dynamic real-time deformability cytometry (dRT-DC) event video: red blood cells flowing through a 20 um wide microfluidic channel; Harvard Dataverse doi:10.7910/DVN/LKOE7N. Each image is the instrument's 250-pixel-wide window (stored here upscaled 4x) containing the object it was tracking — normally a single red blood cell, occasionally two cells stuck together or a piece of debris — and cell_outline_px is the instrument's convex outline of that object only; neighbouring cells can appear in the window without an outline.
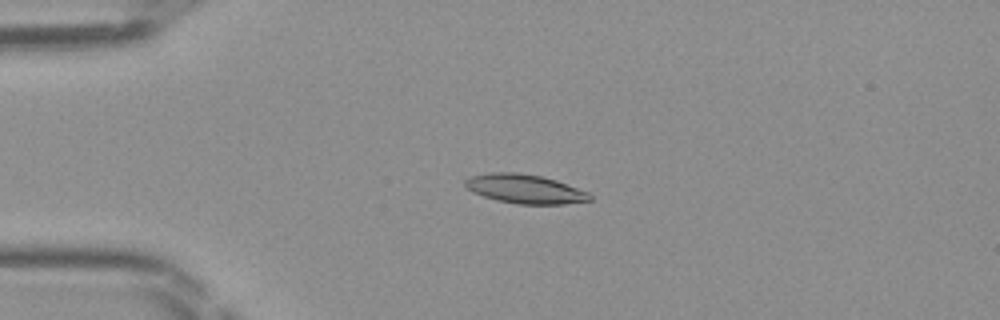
{"species": "Egyptian fruit bat (a non-hibernating species)", "species_latin": "Rousettus aegyptiacus", "temperature_condition": "room temperature", "stored_images_in_passage": 48, "camera_frame_rate_fps": 3000, "um_per_image_px": 0.085, "frame": {"image": 1, "passage_image": 12, "time_ms": 3.667, "image_size_px": [1000, 320], "cell_outline_px": [[592, 200], [564, 204], [516, 204], [496, 200], [472, 192], [464, 184], [464, 180], [472, 176], [488, 172], [516, 172], [540, 176], [556, 180], [588, 192], [592, 196]], "centroid_in_image_um": [44.61, 16.06], "position_along_channel_um": 40.4, "area_um2": 21.1}}
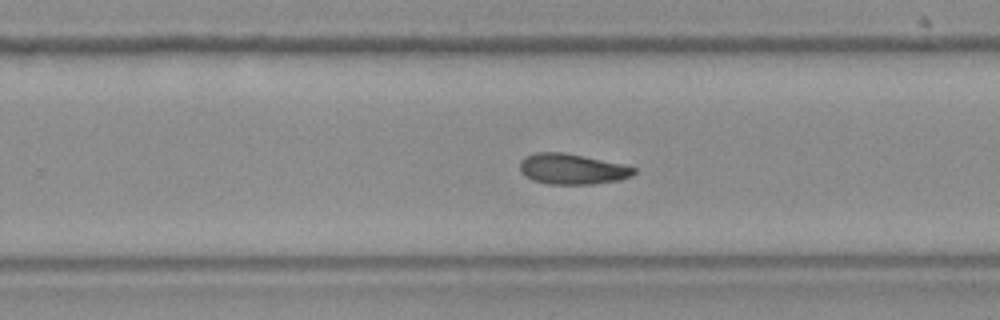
{"frame": {"image": 2, "passage_image": 31, "time_ms": 10.0, "image_size_px": [1000, 320], "cell_outline_px": [[636, 172], [632, 176], [620, 180], [592, 184], [548, 184], [532, 180], [524, 176], [520, 168], [520, 160], [524, 156], [536, 152], [564, 152], [584, 156], [620, 164], [636, 168]], "centroid_in_image_um": [48.6, 14.37], "position_along_channel_um": 281.2, "area_um2": 20.35}}
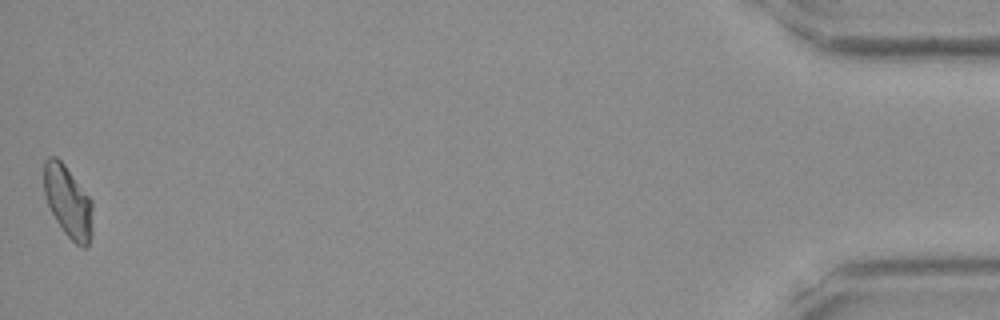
{"frame": {"image": 3, "passage_image": 48, "time_ms": 15.667, "image_size_px": [1000, 320], "cell_outline_px": [[92, 236], [88, 248], [84, 248], [76, 244], [64, 232], [56, 220], [48, 204], [44, 192], [44, 160], [48, 156], [56, 156], [64, 164], [92, 200]], "centroid_in_image_um": [5.8, 17.15], "position_along_channel_um": 429.4, "area_um2": 20.4}}